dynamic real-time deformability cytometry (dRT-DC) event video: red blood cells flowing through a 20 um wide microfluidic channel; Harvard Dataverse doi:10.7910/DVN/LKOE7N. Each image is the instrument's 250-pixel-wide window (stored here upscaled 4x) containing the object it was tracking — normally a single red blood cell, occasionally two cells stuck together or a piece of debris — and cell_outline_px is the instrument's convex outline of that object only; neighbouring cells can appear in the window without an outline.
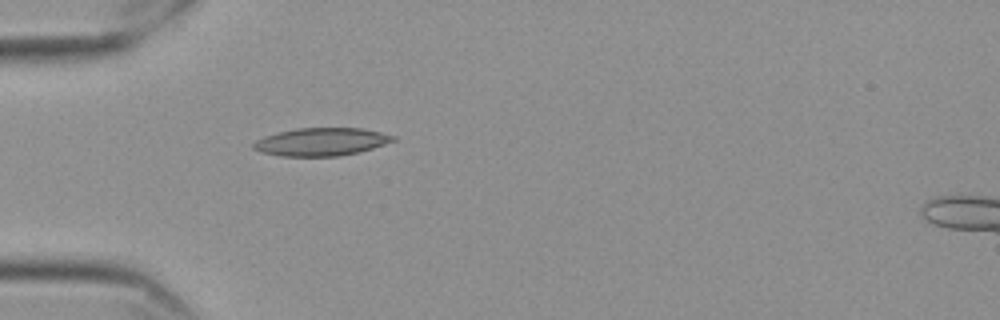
{"species": "Egyptian fruit bat (a non-hibernating species)", "species_latin": "Rousettus aegyptiacus", "temperature_condition": "cold", "stored_images_in_passage": 41, "camera_frame_rate_fps": 3000, "um_per_image_px": 0.085, "frame": {"image": 1, "passage_image": 1, "time_ms": 0.0, "image_size_px": [1000, 320], "cell_outline_px": [[396, 140], [360, 152], [340, 156], [284, 156], [264, 152], [252, 148], [252, 144], [256, 140], [264, 136], [276, 132], [296, 128], [360, 128], [380, 132], [396, 136]], "centroid_in_image_um": [27.31, 12.05], "position_along_channel_um": 57.7, "area_um2": 22.66}}
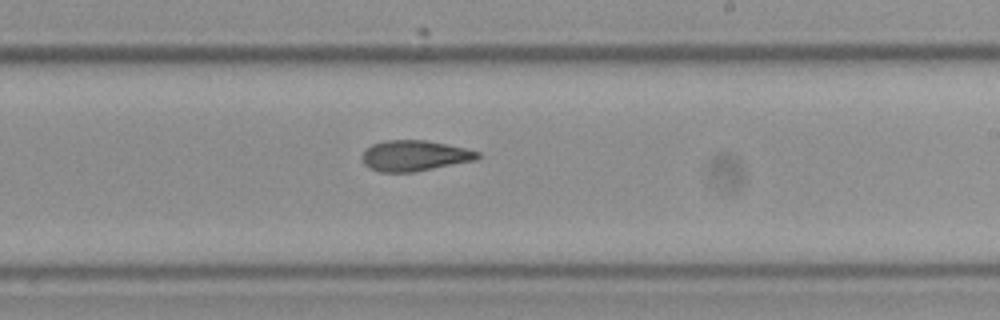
{"frame": {"image": 2, "passage_image": 18, "time_ms": 5.667, "image_size_px": [1000, 320], "cell_outline_px": [[480, 156], [476, 160], [412, 172], [380, 172], [368, 168], [364, 164], [364, 152], [372, 144], [384, 140], [428, 140], [464, 148], [480, 152]], "centroid_in_image_um": [35.24, 13.23], "position_along_channel_um": 253.8, "area_um2": 20.46}}
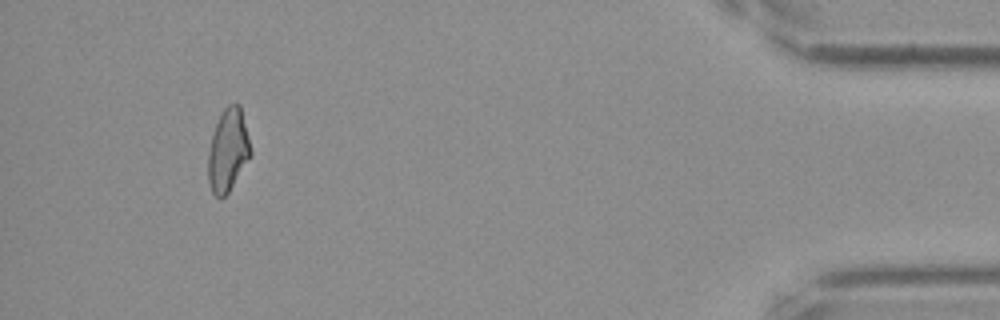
{"frame": {"image": 3, "passage_image": 37, "time_ms": 12.0, "image_size_px": [1000, 320], "cell_outline_px": [[252, 156], [228, 192], [220, 200], [212, 192], [208, 184], [208, 152], [212, 136], [216, 124], [224, 108], [228, 104], [240, 104], [252, 152]], "centroid_in_image_um": [19.38, 12.8], "position_along_channel_um": 415.8, "area_um2": 20.46}, "authors_computed_cell_mechanics": {"area_um2": 20.7502, "velocity_mm_per_s": 3.5593, "shape_relaxation_time_tau1_ms": null, "shape_relaxation_time_tau2_ms": 4.9106, "deformation_change_tau1": null, "deformation_change_tau2": 0.1203}}